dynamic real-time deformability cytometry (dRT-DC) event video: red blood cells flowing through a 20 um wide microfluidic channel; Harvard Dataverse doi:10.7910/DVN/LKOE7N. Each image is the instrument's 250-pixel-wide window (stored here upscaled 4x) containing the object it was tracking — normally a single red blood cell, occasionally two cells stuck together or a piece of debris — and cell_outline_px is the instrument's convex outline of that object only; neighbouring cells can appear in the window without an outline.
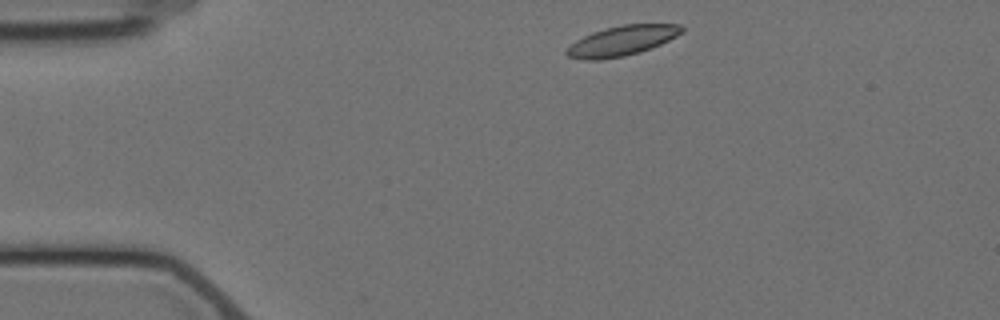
{"species": "Egyptian fruit bat (a non-hibernating species)", "species_latin": "Rousettus aegyptiacus", "temperature_condition": "cold", "stored_images_in_passage": 3, "segment_of_instrument_passage": [2, 2], "camera_frame_rate_fps": 3000, "um_per_image_px": 0.085, "animal": {"sex": "female"}, "frame": {"image": 1, "passage_image": 3, "time_ms": 2.333, "image_size_px": [1000, 320], "cell_outline_px": [[684, 32], [652, 48], [640, 52], [624, 56], [600, 60], [584, 60], [568, 56], [564, 52], [576, 40], [592, 32], [604, 28], [624, 24], [680, 24], [684, 28]], "centroid_in_image_um": [52.87, 3.46], "position_along_channel_um": 32.1, "area_um2": 20.11}}